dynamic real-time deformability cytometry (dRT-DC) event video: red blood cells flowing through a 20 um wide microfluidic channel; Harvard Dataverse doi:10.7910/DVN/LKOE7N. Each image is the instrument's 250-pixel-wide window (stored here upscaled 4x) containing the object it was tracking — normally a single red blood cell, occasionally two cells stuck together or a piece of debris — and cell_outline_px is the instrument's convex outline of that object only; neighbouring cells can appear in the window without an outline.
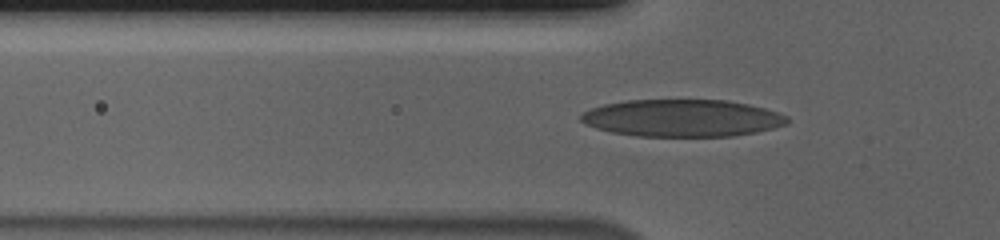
{"species": "human", "species_latin": "Homo sapiens", "temperature_condition": "cold", "stored_images_in_passage": 54, "segment_of_instrument_passage": [1, 2], "camera_frame_rate_fps": 3000, "um_per_image_px": 0.085, "donor": {"sex": "male"}, "frame": {"image": 1, "passage_image": 16, "time_ms": 5.0, "image_size_px": [1000, 240], "cell_outline_px": [[788, 124], [756, 132], [732, 136], [636, 136], [612, 132], [596, 128], [584, 124], [580, 120], [580, 116], [584, 112], [592, 108], [604, 104], [628, 100], [728, 100], [748, 104], [764, 108], [788, 116]], "centroid_in_image_um": [57.98, 10.03], "position_along_channel_um": 67.8, "area_um2": 44.68}}
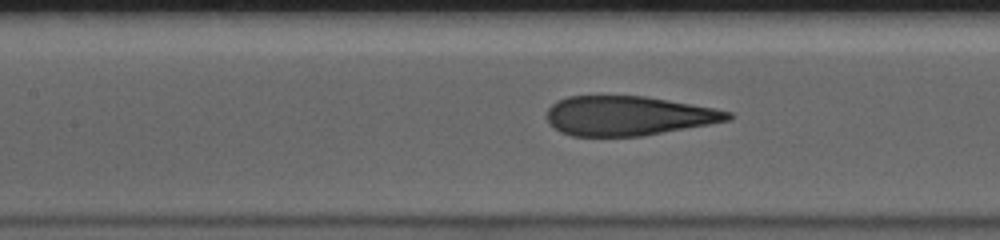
{"frame": {"image": 2, "passage_image": 23, "time_ms": 7.333, "image_size_px": [1000, 240], "cell_outline_px": [[732, 120], [640, 136], [572, 136], [560, 132], [548, 120], [548, 108], [556, 100], [568, 96], [644, 96], [716, 108], [732, 112]], "centroid_in_image_um": [53.41, 9.83], "position_along_channel_um": 154.0, "area_um2": 41.44}}
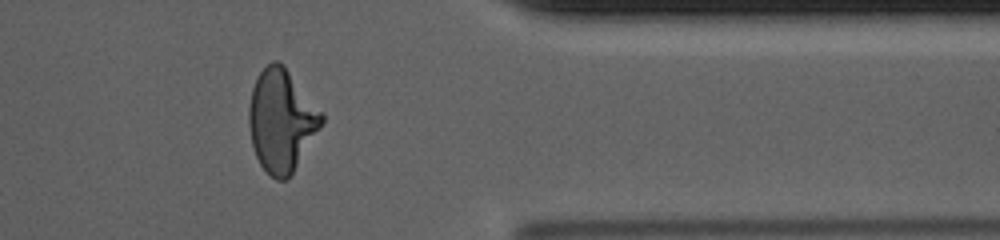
{"frame": {"image": 3, "passage_image": 43, "time_ms": 14.0, "image_size_px": [1000, 240], "cell_outline_px": [[324, 124], [288, 180], [276, 180], [260, 164], [256, 156], [252, 144], [248, 124], [248, 108], [252, 88], [260, 72], [272, 60], [276, 60], [284, 64], [324, 112]], "centroid_in_image_um": [23.96, 10.23], "position_along_channel_um": 387.4, "area_um2": 43.93}}